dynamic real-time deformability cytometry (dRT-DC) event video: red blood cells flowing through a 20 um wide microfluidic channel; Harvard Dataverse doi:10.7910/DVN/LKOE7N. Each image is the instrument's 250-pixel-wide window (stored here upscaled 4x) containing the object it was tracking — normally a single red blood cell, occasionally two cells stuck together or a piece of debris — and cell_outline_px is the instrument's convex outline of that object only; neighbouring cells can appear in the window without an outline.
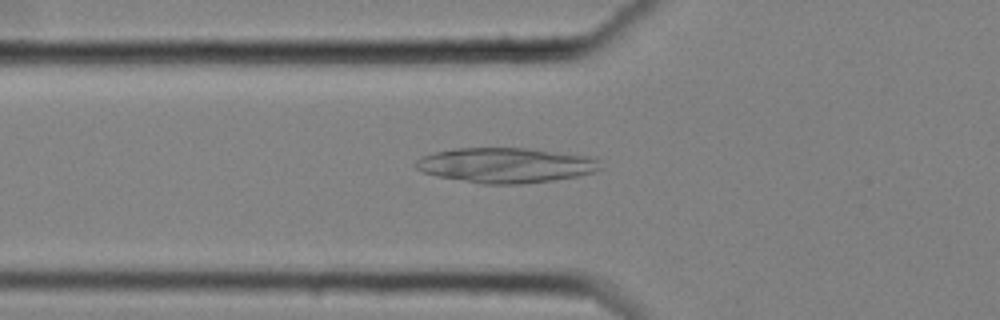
{"species": "common noctule bat (a hibernating species)", "species_latin": "Nyctalus noctula", "temperature_condition": "cold", "stored_images_in_passage": 44, "camera_frame_rate_fps": 3000, "um_per_image_px": 0.085, "animal": {"sex": "female", "body_mass_g": 25.1}, "frame": {"image": 1, "passage_image": 8, "time_ms": 2.333, "image_size_px": [1000, 320], "cell_outline_px": [[600, 168], [592, 172], [576, 176], [552, 180], [524, 184], [484, 184], [436, 176], [424, 172], [416, 168], [416, 160], [420, 156], [452, 148], [528, 148], [592, 156], [600, 160]], "centroid_in_image_um": [42.99, 14.03], "position_along_channel_um": 82.8, "area_um2": 37.74}}
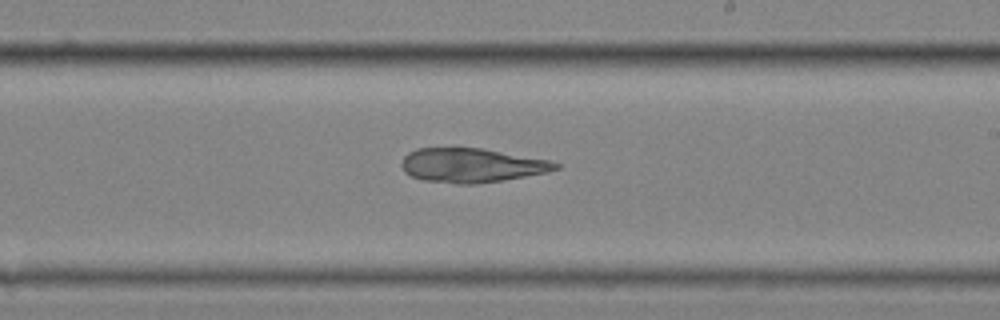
{"frame": {"image": 2, "passage_image": 22, "time_ms": 7.0, "image_size_px": [1000, 320], "cell_outline_px": [[560, 168], [548, 172], [504, 180], [476, 184], [456, 184], [424, 180], [412, 176], [404, 172], [400, 164], [404, 156], [408, 152], [416, 148], [484, 148], [548, 160], [560, 164]], "centroid_in_image_um": [40.08, 14.05], "position_along_channel_um": 248.9, "area_um2": 30.81}}
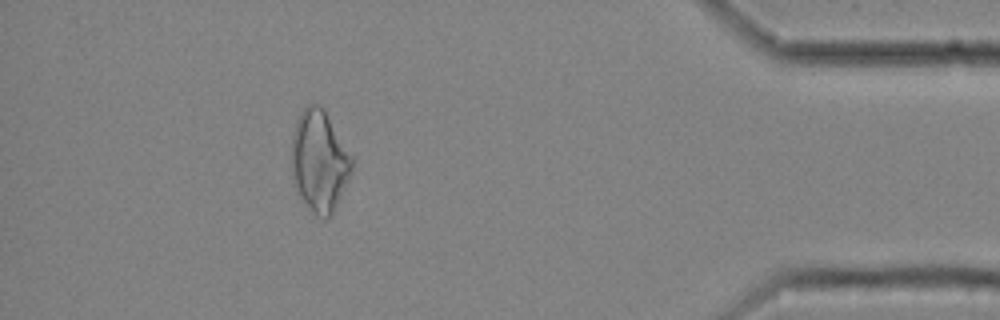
{"frame": {"image": 3, "passage_image": 39, "time_ms": 12.667, "image_size_px": [1000, 320], "cell_outline_px": [[356, 160], [352, 172], [332, 212], [324, 220], [316, 216], [308, 208], [300, 196], [296, 188], [292, 168], [292, 136], [300, 112], [304, 108], [312, 104], [316, 104], [324, 108]], "centroid_in_image_um": [27.19, 13.67], "position_along_channel_um": 408.0, "area_um2": 35.66}}